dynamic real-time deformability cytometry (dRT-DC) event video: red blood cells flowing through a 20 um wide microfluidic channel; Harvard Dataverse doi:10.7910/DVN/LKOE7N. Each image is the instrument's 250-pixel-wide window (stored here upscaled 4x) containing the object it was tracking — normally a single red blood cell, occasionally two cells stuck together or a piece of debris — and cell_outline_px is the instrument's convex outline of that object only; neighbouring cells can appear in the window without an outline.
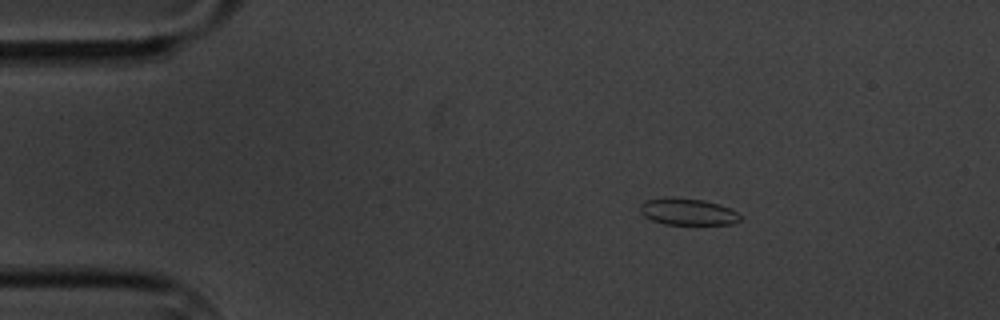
{"species": "common noctule bat (a hibernating species)", "species_latin": "Nyctalus noctula", "temperature_condition": "cold", "stored_images_in_passage": 3, "camera_frame_rate_fps": 3000, "um_per_image_px": 0.085, "animal": {"sex": "male", "body_mass_g": 20.1, "forearm_length_mm": 53.5}, "frame": {"image": 1, "passage_image": 1, "time_ms": 0.0, "image_size_px": [1000, 320], "cell_outline_px": [[744, 216], [740, 220], [732, 224], [664, 224], [652, 220], [644, 216], [640, 212], [640, 204], [644, 200], [664, 196], [672, 196], [704, 200], [720, 204]], "centroid_in_image_um": [58.43, 17.97], "position_along_channel_um": 26.6, "area_um2": 15.9}}